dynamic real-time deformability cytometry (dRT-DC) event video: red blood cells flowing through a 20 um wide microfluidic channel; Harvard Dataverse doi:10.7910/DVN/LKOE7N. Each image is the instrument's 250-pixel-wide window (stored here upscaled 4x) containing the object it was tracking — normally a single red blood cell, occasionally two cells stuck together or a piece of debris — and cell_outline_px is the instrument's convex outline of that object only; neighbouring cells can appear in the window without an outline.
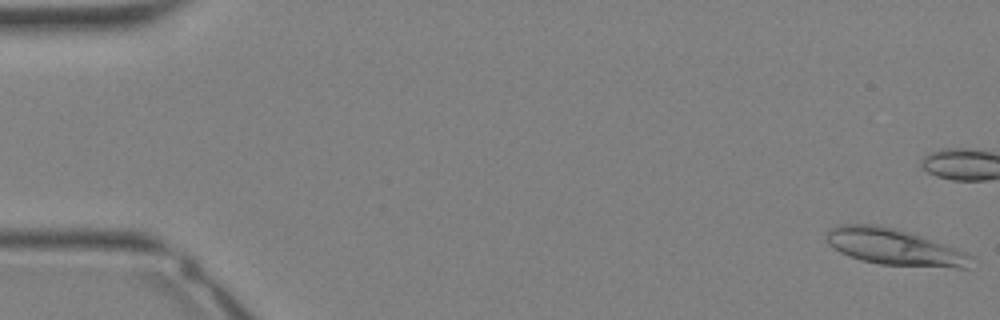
{"species": "Egyptian fruit bat (a non-hibernating species)", "species_latin": "Rousettus aegyptiacus", "temperature_condition": "warm", "stored_images_in_passage": 36, "camera_frame_rate_fps": 3000, "um_per_image_px": 0.085, "animal": {"sex": "female"}, "frame": {"image": 1, "passage_image": 1, "time_ms": 0.0, "image_size_px": [1000, 320], "cell_outline_px": [[972, 256], [968, 268], [952, 268], [880, 264], [860, 260], [848, 256], [840, 252], [828, 244], [828, 232], [832, 228], [840, 224], [868, 224], [892, 228], [908, 232], [956, 248]], "centroid_in_image_um": [76.02, 21.01], "position_along_channel_um": 9.0, "area_um2": 30.17}}
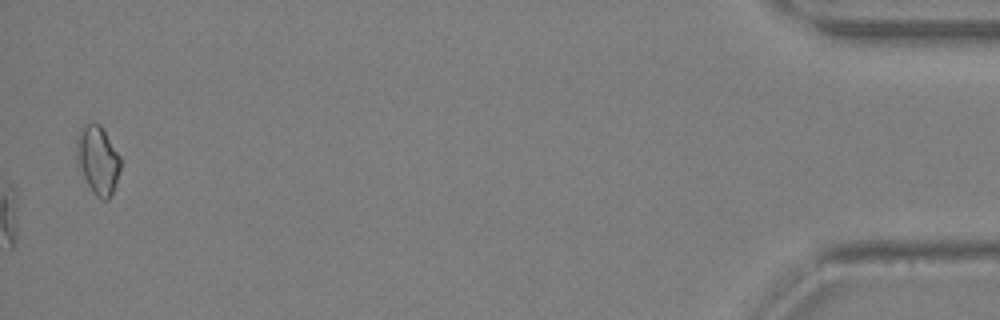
{"frame": {"image": 2, "passage_image": 36, "time_ms": 11.667, "image_size_px": [1000, 320], "cell_outline_px": [[120, 168], [116, 184], [108, 200], [100, 200], [92, 192], [84, 176], [76, 152], [76, 140], [84, 124], [100, 124], [120, 156]], "centroid_in_image_um": [8.34, 13.62], "position_along_channel_um": 426.9, "area_um2": 16.99}}